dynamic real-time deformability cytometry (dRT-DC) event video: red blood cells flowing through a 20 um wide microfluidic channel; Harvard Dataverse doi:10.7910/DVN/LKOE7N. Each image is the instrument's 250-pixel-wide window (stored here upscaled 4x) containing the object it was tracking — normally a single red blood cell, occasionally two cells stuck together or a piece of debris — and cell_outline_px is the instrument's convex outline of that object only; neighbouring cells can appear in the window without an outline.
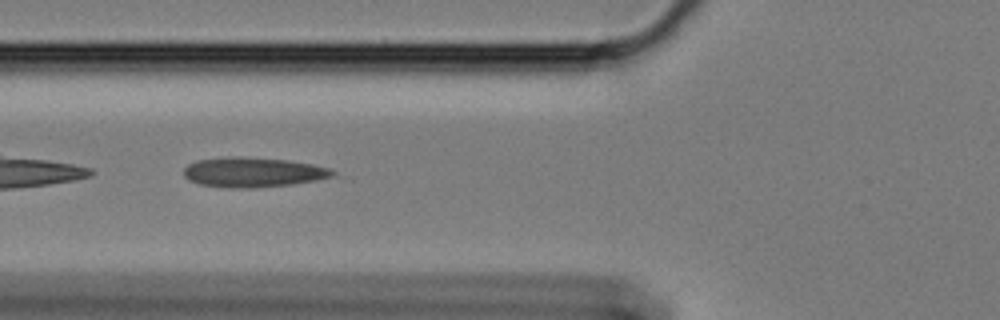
{"species": "Egyptian fruit bat (a non-hibernating species)", "species_latin": "Rousettus aegyptiacus", "temperature_condition": "cold", "stored_images_in_passage": 16, "camera_frame_rate_fps": 3000, "um_per_image_px": 0.085, "animal": {"sex": "female"}, "frame": {"image": 1, "passage_image": 5, "time_ms": 1.333, "image_size_px": [1000, 320], "cell_outline_px": [[336, 176], [316, 180], [292, 184], [252, 188], [228, 188], [200, 184], [188, 180], [184, 176], [184, 168], [188, 164], [200, 160], [228, 156], [240, 156], [288, 160], [312, 164], [328, 168], [336, 172]], "centroid_in_image_um": [21.51, 14.64], "position_along_channel_um": 104.3, "area_um2": 25.95}}